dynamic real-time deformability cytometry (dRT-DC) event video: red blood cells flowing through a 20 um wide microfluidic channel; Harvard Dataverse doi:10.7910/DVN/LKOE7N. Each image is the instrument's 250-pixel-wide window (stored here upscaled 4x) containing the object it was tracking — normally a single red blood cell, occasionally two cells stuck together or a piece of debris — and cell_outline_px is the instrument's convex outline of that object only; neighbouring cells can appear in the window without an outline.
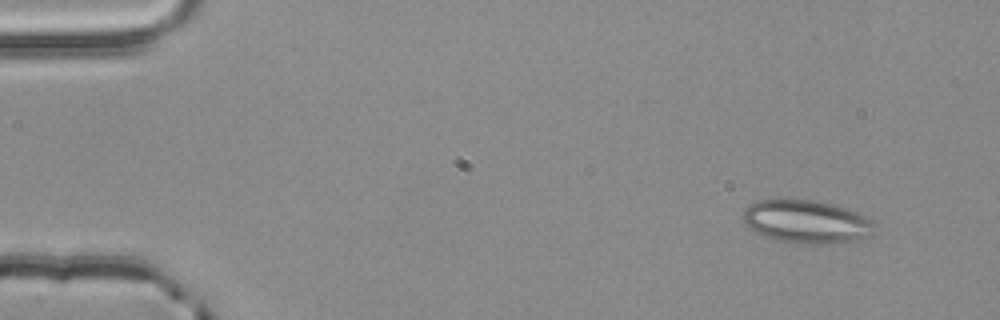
{"species": "common noctule bat (a hibernating species)", "species_latin": "Nyctalus noctula", "temperature_condition": "room temperature", "stored_images_in_passage": 3, "camera_frame_rate_fps": 3000, "um_per_image_px": 0.085, "animal": {"sex": "male", "body_mass_g": 20.4}, "frame": {"image": 1, "passage_image": 1, "time_ms": 0.0, "image_size_px": [1000, 320], "cell_outline_px": [[872, 236], [852, 240], [828, 244], [800, 244], [780, 240], [764, 236], [748, 228], [744, 224], [744, 208], [760, 200], [780, 196], [812, 200], [832, 204], [848, 208], [868, 216], [872, 220]], "centroid_in_image_um": [68.52, 18.8], "position_along_channel_um": 16.5, "area_um2": 33.64}}